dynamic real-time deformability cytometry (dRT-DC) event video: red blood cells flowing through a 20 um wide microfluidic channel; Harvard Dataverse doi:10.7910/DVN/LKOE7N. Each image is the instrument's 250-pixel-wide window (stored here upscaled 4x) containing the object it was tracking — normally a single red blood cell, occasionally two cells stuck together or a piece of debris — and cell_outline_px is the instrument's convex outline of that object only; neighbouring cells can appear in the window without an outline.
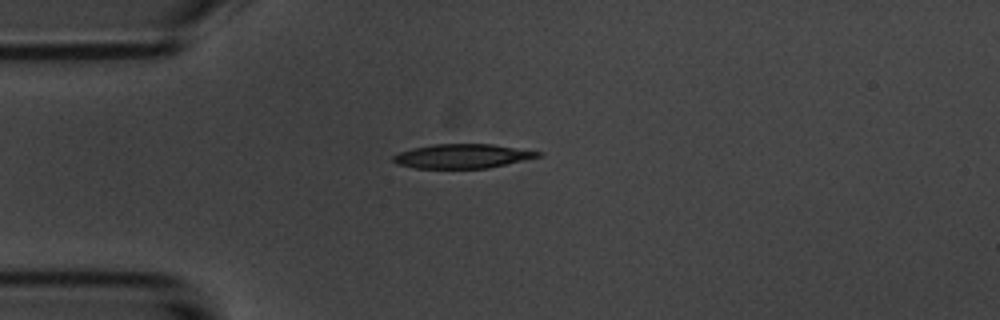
{"species": "common noctule bat (a hibernating species)", "species_latin": "Nyctalus noctula", "temperature_condition": "room temperature", "stored_images_in_passage": 1, "camera_frame_rate_fps": 3000, "um_per_image_px": 0.085, "animal": {"sex": "male", "body_mass_g": 20.1, "forearm_length_mm": 53.5}, "frame": {"image": 1, "passage_image": 1, "time_ms": 0.0, "image_size_px": [1000, 320], "cell_outline_px": [[544, 156], [488, 168], [412, 168], [396, 164], [392, 160], [392, 156], [400, 152], [412, 148], [436, 144], [492, 144], [544, 152]], "centroid_in_image_um": [39.33, 13.27], "position_along_channel_um": 45.7, "area_um2": 20.58}}